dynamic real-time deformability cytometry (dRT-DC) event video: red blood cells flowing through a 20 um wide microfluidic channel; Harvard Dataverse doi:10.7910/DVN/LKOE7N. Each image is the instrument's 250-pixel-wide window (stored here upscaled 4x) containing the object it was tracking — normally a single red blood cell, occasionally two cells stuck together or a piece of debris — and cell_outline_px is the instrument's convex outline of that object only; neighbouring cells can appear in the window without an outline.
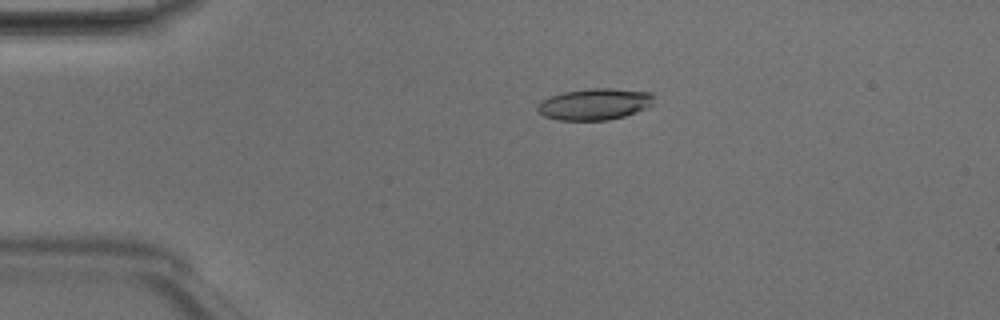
{"species": "Egyptian fruit bat (a non-hibernating species)", "species_latin": "Rousettus aegyptiacus", "temperature_condition": "room temperature", "stored_images_in_passage": 4, "camera_frame_rate_fps": 3000, "um_per_image_px": 0.085, "animal": {"sex": "male"}, "frame": {"image": 1, "passage_image": 2, "time_ms": 0.333, "image_size_px": [1000, 320], "cell_outline_px": [[652, 104], [648, 108], [624, 116], [608, 120], [560, 120], [544, 116], [536, 112], [536, 104], [548, 96], [564, 92], [592, 88], [612, 88], [652, 92]], "centroid_in_image_um": [50.51, 8.85], "position_along_channel_um": 34.5, "area_um2": 21.5}}